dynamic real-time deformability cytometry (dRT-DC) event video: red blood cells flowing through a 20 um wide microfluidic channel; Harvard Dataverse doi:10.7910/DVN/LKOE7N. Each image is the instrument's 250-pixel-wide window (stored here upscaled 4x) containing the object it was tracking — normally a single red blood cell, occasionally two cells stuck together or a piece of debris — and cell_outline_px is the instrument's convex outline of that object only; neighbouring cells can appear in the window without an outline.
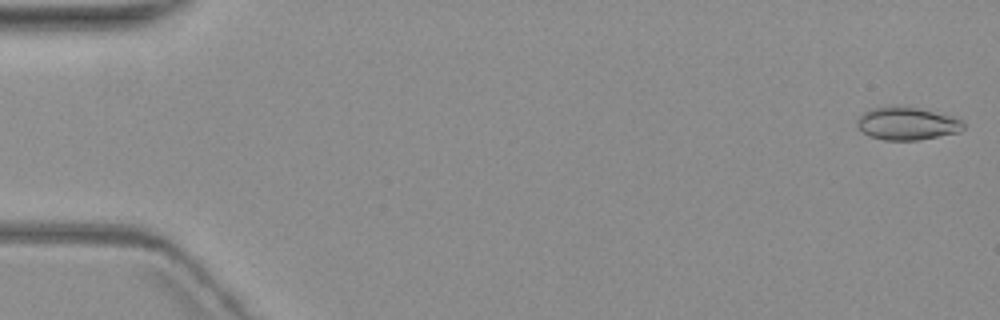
{"species": "common noctule bat (a hibernating species)", "species_latin": "Nyctalus noctula", "temperature_condition": "warm", "stored_images_in_passage": 5, "camera_frame_rate_fps": 3000, "um_per_image_px": 0.085, "animal": {"sex": "female", "body_mass_g": 19.3, "forearm_length_mm": 54.1}, "frame": {"image": 1, "passage_image": 1, "time_ms": 0.0, "image_size_px": [1000, 320], "cell_outline_px": [[964, 128], [960, 132], [916, 140], [884, 140], [868, 136], [856, 128], [856, 120], [864, 112], [872, 108], [888, 104], [916, 108], [948, 116], [960, 120], [964, 124]], "centroid_in_image_um": [76.99, 10.5], "position_along_channel_um": 8.0, "area_um2": 20.35}}
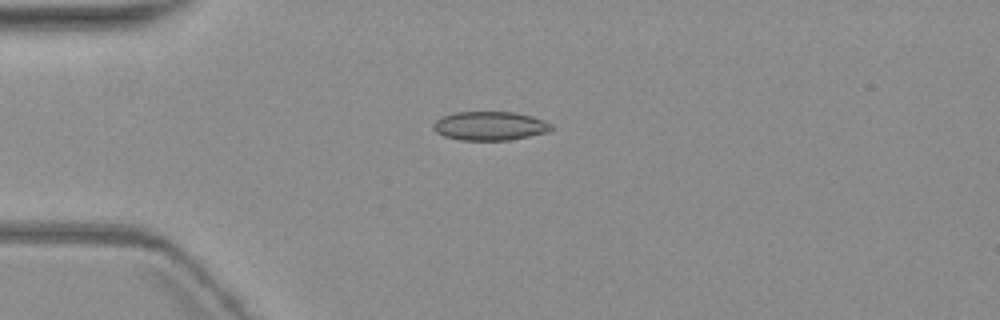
{"frame": {"image": 2, "passage_image": 5, "time_ms": 4.667, "image_size_px": [1000, 320], "cell_outline_px": [[556, 128], [544, 132], [528, 136], [508, 140], [460, 140], [444, 136], [436, 132], [432, 128], [432, 124], [436, 120], [444, 116], [456, 112], [516, 112], [532, 116], [544, 120], [552, 124]], "centroid_in_image_um": [41.64, 10.7], "position_along_channel_um": 43.4, "area_um2": 19.83}}